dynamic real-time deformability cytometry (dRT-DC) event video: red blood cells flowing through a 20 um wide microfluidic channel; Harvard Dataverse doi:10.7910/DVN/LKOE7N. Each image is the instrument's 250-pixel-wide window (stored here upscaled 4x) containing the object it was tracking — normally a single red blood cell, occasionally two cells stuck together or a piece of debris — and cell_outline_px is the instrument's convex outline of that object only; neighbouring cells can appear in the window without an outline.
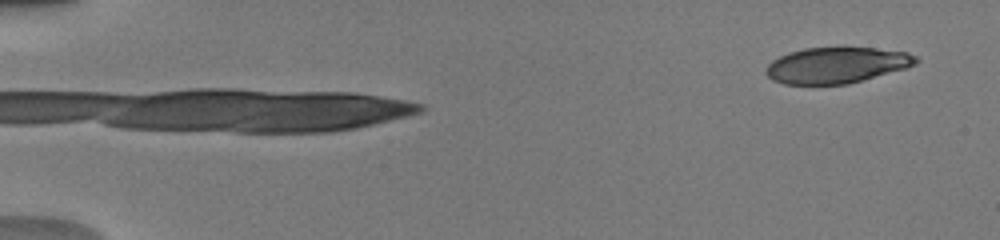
{"species": "human", "species_latin": "Homo sapiens", "temperature_condition": "warm", "stored_images_in_passage": 49, "camera_frame_rate_fps": 3000, "um_per_image_px": 0.085, "donor": {"sex": "male"}, "frame": {"image": 1, "passage_image": 1, "time_ms": 0.0, "image_size_px": [1000, 240], "cell_outline_px": [[920, 60], [916, 64], [904, 68], [848, 84], [784, 84], [772, 80], [764, 72], [764, 68], [772, 60], [788, 52], [804, 48], [844, 44], [908, 52], [916, 56]], "centroid_in_image_um": [71.09, 5.49], "position_along_channel_um": 13.9, "area_um2": 32.37}}
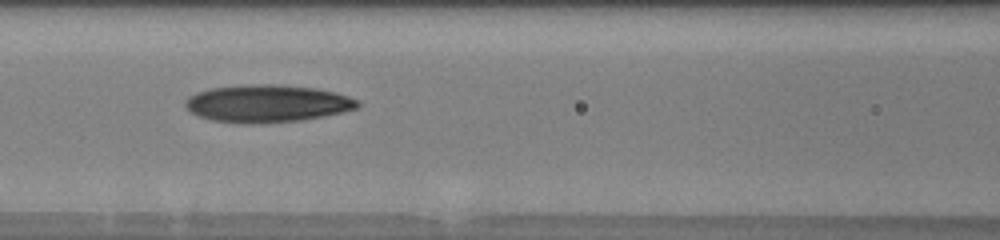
{"frame": {"image": 2, "passage_image": 22, "time_ms": 7.0, "image_size_px": [1000, 240], "cell_outline_px": [[360, 108], [324, 116], [300, 120], [260, 124], [212, 120], [200, 116], [192, 112], [184, 104], [188, 96], [196, 92], [212, 88], [244, 84], [280, 84], [316, 88], [336, 92], [348, 96], [356, 100], [360, 104]], "centroid_in_image_um": [22.74, 8.78], "position_along_channel_um": 143.9, "area_um2": 37.63}}
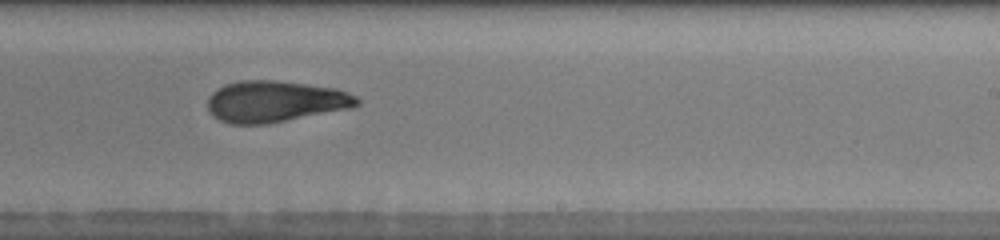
{"frame": {"image": 3, "passage_image": 31, "time_ms": 10.0, "image_size_px": [1000, 240], "cell_outline_px": [[360, 104], [352, 108], [268, 124], [228, 124], [212, 116], [208, 108], [208, 96], [212, 92], [224, 84], [240, 80], [272, 80], [336, 88], [348, 92], [356, 96], [360, 100]], "centroid_in_image_um": [23.38, 8.63], "position_along_channel_um": 265.6, "area_um2": 36.24}, "authors_computed_cell_mechanics": {"area_um2": 34.9112, "velocity_mm_per_s": 4.0644, "shape_relaxation_time_tau1_ms": 3.8676, "shape_relaxation_time_tau2_ms": 3.2333, "deformation_change_tau1": 0.1758, "deformation_change_tau2": 0.1252}}